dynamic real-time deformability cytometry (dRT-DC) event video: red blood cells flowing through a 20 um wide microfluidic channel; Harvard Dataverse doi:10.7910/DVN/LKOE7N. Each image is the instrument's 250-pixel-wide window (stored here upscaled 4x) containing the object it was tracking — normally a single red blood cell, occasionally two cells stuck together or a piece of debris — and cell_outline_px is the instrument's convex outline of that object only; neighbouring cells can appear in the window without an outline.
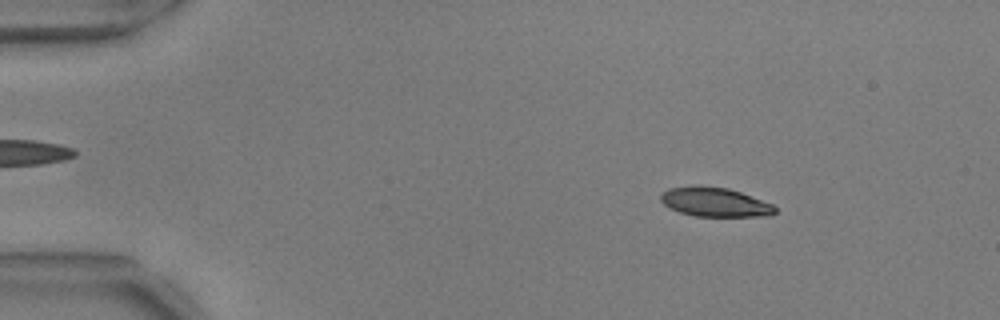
{"species": "common noctule bat (a hibernating species)", "species_latin": "Nyctalus noctula", "temperature_condition": "warm", "stored_images_in_passage": 56, "camera_frame_rate_fps": 3000, "um_per_image_px": 0.085, "animal": {"sex": "male", "body_mass_g": 17.9, "forearm_length_mm": 54.2}, "frame": {"image": 1, "passage_image": 8, "time_ms": 2.333, "image_size_px": [1000, 320], "cell_outline_px": [[776, 212], [772, 216], [696, 216], [680, 212], [664, 204], [660, 200], [660, 196], [668, 188], [692, 184], [700, 184], [728, 188], [740, 192], [772, 204], [776, 208]], "centroid_in_image_um": [60.75, 17.15], "position_along_channel_um": 24.2, "area_um2": 19.59}}
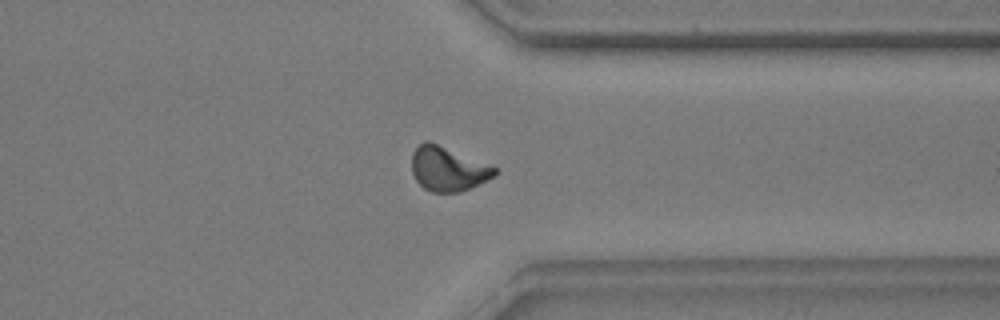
{"frame": {"image": 2, "passage_image": 43, "time_ms": 14.0, "image_size_px": [1000, 320], "cell_outline_px": [[496, 176], [460, 192], [432, 192], [424, 188], [416, 180], [412, 172], [412, 152], [424, 140], [428, 140], [496, 168]], "centroid_in_image_um": [38.03, 14.36], "position_along_channel_um": 373.4, "area_um2": 21.04}}
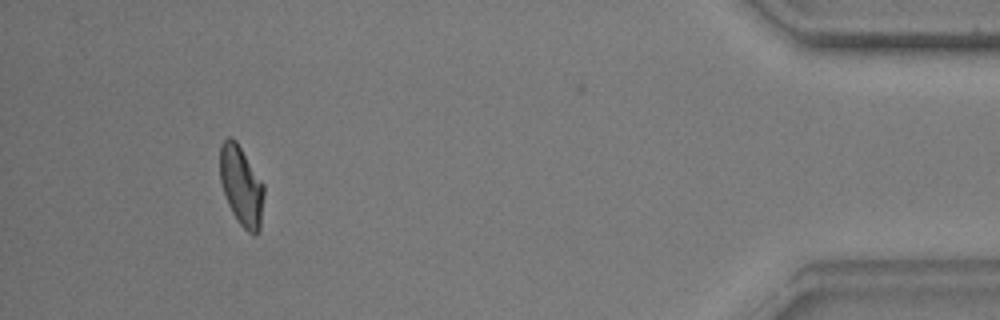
{"frame": {"image": 3, "passage_image": 51, "time_ms": 16.667, "image_size_px": [1000, 320], "cell_outline_px": [[264, 196], [260, 228], [256, 236], [252, 236], [240, 224], [232, 212], [228, 204], [220, 180], [220, 144], [228, 136], [232, 136], [236, 140], [264, 184]], "centroid_in_image_um": [20.52, 15.79], "position_along_channel_um": 414.7, "area_um2": 20.52}, "authors_computed_cell_mechanics": {"area_um2": 21.0681, "velocity_mm_per_s": 3.7082, "shape_relaxation_time_tau1_ms": 4.7752, "shape_relaxation_time_tau2_ms": 2.3686, "deformation_change_tau1": 0.1584, "deformation_change_tau2": 0.0878}}